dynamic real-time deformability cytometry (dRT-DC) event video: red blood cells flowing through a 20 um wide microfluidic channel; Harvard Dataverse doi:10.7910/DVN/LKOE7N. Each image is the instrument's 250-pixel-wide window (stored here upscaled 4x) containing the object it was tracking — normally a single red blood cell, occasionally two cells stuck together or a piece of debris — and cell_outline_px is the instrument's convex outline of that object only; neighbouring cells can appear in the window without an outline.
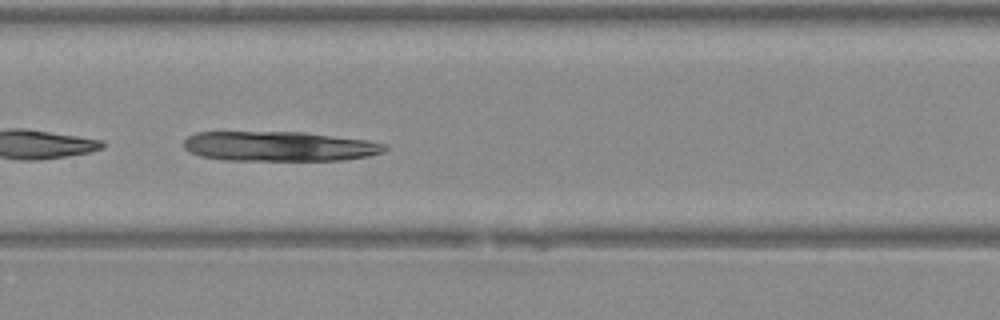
{"species": "Egyptian fruit bat (a non-hibernating species)", "species_latin": "Rousettus aegyptiacus", "temperature_condition": "warm", "stored_images_in_passage": 30, "camera_frame_rate_fps": 3000, "um_per_image_px": 0.085, "animal": {"sex": "female"}, "frame": {"image": 1, "passage_image": 13, "time_ms": 4.0, "image_size_px": [1000, 320], "cell_outline_px": [[388, 148], [380, 152], [368, 156], [344, 160], [224, 160], [200, 156], [188, 152], [184, 148], [184, 140], [188, 136], [196, 132], [304, 132], [368, 140], [388, 144]], "centroid_in_image_um": [23.72, 12.43], "position_along_channel_um": 183.7, "area_um2": 35.08}}
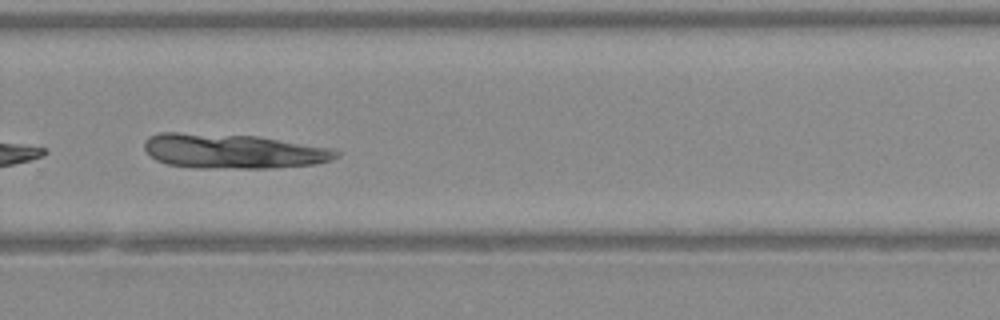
{"frame": {"image": 2, "passage_image": 22, "time_ms": 7.0, "image_size_px": [1000, 320], "cell_outline_px": [[340, 156], [332, 160], [316, 164], [272, 168], [192, 168], [168, 164], [156, 160], [144, 148], [144, 140], [148, 136], [160, 132], [180, 132], [256, 136], [332, 148], [340, 152]], "centroid_in_image_um": [19.8, 12.85], "position_along_channel_um": 310.0, "area_um2": 39.02}}